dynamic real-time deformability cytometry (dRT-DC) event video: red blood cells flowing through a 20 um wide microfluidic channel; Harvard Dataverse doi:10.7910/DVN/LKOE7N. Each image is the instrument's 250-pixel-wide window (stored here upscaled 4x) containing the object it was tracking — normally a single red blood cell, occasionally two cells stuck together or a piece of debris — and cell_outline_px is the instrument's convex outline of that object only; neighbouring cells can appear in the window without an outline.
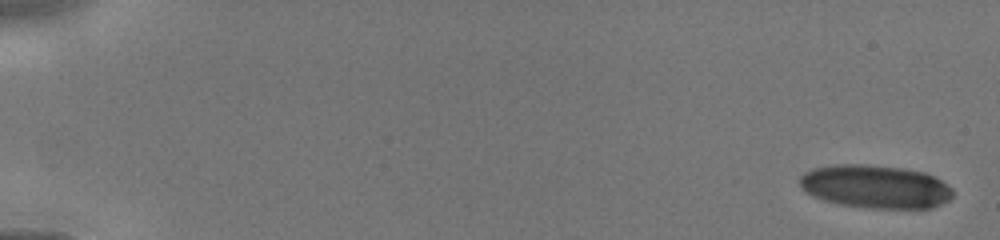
{"species": "human", "species_latin": "Homo sapiens", "temperature_condition": "cold", "stored_images_in_passage": 25, "camera_frame_rate_fps": 3000, "um_per_image_px": 0.085, "donor": {"sex": "male"}, "frame": {"image": 1, "passage_image": 1, "time_ms": 0.0, "image_size_px": [1000, 240], "cell_outline_px": [[952, 196], [948, 200], [932, 208], [872, 208], [840, 204], [824, 200], [812, 196], [804, 192], [800, 184], [800, 176], [804, 172], [812, 168], [836, 164], [860, 164], [904, 168], [924, 172], [948, 184], [952, 188]], "centroid_in_image_um": [74.38, 15.85], "position_along_channel_um": 10.6, "area_um2": 38.61}}
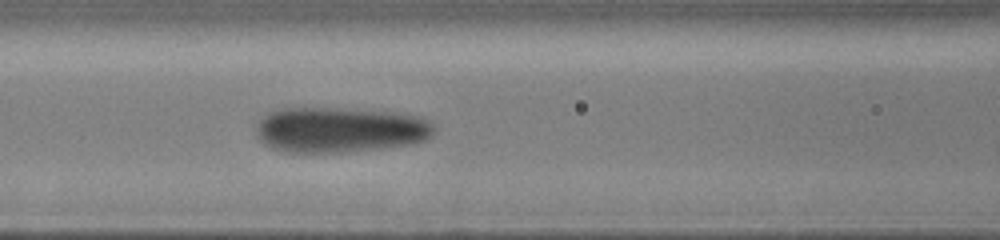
{"frame": {"image": 2, "passage_image": 15, "time_ms": 6.667, "image_size_px": [1000, 240], "cell_outline_px": [[436, 132], [428, 140], [408, 144], [380, 148], [344, 152], [284, 152], [272, 148], [264, 144], [256, 136], [256, 124], [268, 112], [280, 108], [336, 108], [396, 112], [424, 116], [436, 128]], "centroid_in_image_um": [28.91, 11.02], "position_along_channel_um": 137.7, "area_um2": 47.57}}
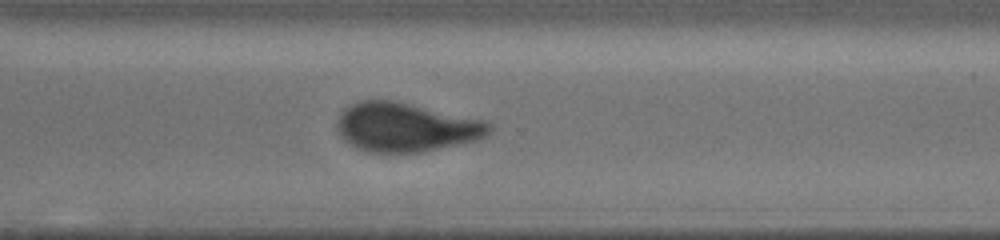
{"frame": {"image": 3, "passage_image": 25, "time_ms": 11.0, "image_size_px": [1000, 240], "cell_outline_px": [[492, 128], [484, 136], [476, 140], [424, 152], [368, 152], [352, 144], [340, 136], [336, 124], [344, 108], [360, 100], [392, 100], [484, 120], [492, 124]], "centroid_in_image_um": [34.5, 10.81], "position_along_channel_um": 336.1, "area_um2": 42.95}}